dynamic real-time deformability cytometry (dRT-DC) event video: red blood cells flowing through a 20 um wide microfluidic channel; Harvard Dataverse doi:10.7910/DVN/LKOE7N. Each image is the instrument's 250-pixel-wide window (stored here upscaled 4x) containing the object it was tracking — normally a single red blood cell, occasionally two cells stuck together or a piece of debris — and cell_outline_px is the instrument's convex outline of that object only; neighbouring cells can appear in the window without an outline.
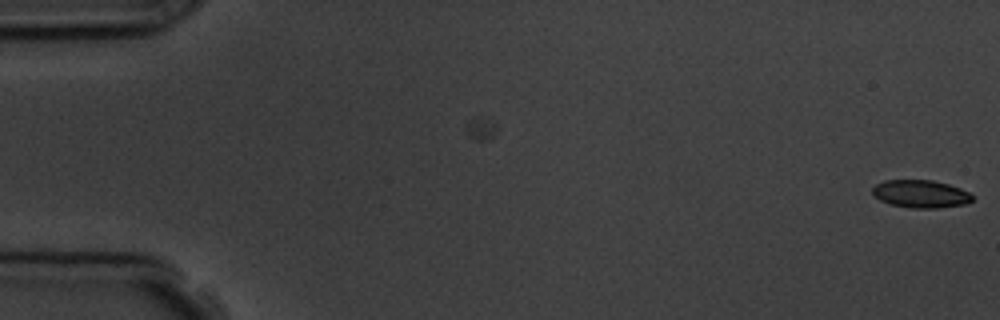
{"species": "common noctule bat (a hibernating species)", "species_latin": "Nyctalus noctula", "temperature_condition": "room temperature", "stored_images_in_passage": 2, "camera_frame_rate_fps": 3000, "um_per_image_px": 0.085, "animal": {"sex": "male", "body_mass_g": 19.5, "forearm_length_mm": 54.6}, "frame": {"image": 1, "passage_image": 2, "time_ms": 1.333, "image_size_px": [1000, 320], "cell_outline_px": [[972, 200], [964, 204], [940, 208], [912, 208], [892, 204], [880, 200], [872, 192], [872, 188], [876, 184], [884, 180], [932, 180], [948, 184], [960, 188], [968, 192], [972, 196]], "centroid_in_image_um": [78.25, 16.47], "position_along_channel_um": 6.7, "area_um2": 16.01}}